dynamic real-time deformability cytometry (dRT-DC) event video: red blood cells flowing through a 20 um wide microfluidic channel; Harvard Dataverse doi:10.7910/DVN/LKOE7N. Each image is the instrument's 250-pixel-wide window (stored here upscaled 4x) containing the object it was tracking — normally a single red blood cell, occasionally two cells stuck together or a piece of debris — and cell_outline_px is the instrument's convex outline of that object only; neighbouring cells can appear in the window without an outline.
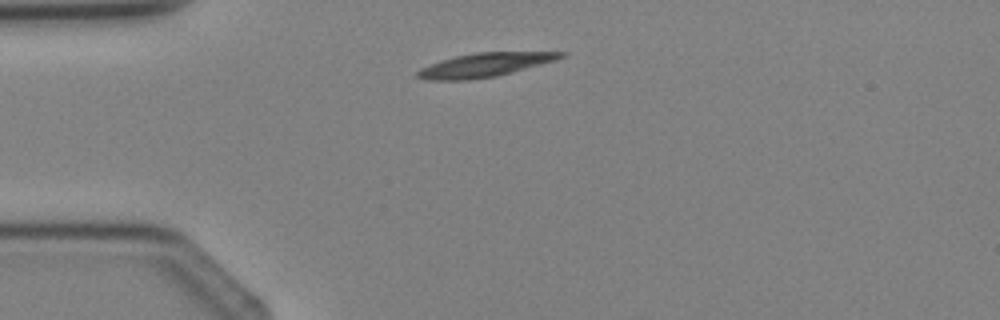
{"species": "Egyptian fruit bat (a non-hibernating species)", "species_latin": "Rousettus aegyptiacus", "temperature_condition": "cold", "stored_images_in_passage": 2, "camera_frame_rate_fps": 3000, "um_per_image_px": 0.085, "animal": {"sex": "female"}, "frame": {"image": 1, "passage_image": 1, "time_ms": 0.0, "image_size_px": [1000, 320], "cell_outline_px": [[564, 56], [556, 60], [512, 72], [496, 76], [468, 80], [424, 80], [416, 76], [416, 72], [420, 68], [440, 60], [456, 56], [476, 52], [564, 52]], "centroid_in_image_um": [41.14, 5.52], "position_along_channel_um": 43.9, "area_um2": 19.77}}
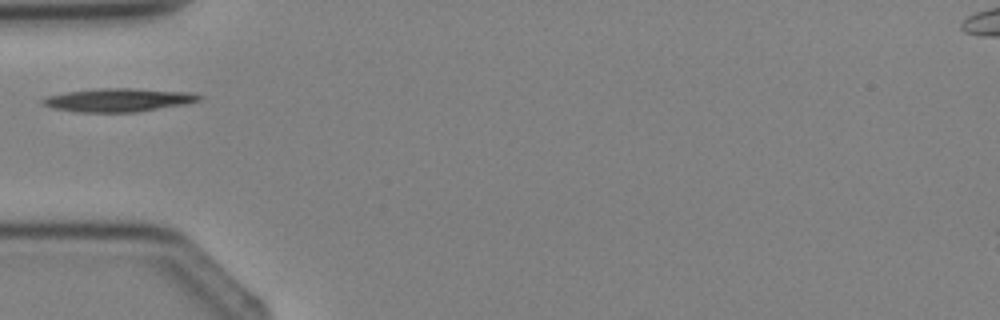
{"frame": {"image": 2, "passage_image": 2, "time_ms": 1.0, "image_size_px": [1000, 320], "cell_outline_px": [[204, 96], [200, 100], [184, 104], [136, 112], [76, 112], [52, 108], [40, 104], [40, 100], [48, 96], [68, 92], [100, 88], [132, 88], [192, 92]], "centroid_in_image_um": [10.06, 8.5], "position_along_channel_um": 74.9, "area_um2": 21.33}}